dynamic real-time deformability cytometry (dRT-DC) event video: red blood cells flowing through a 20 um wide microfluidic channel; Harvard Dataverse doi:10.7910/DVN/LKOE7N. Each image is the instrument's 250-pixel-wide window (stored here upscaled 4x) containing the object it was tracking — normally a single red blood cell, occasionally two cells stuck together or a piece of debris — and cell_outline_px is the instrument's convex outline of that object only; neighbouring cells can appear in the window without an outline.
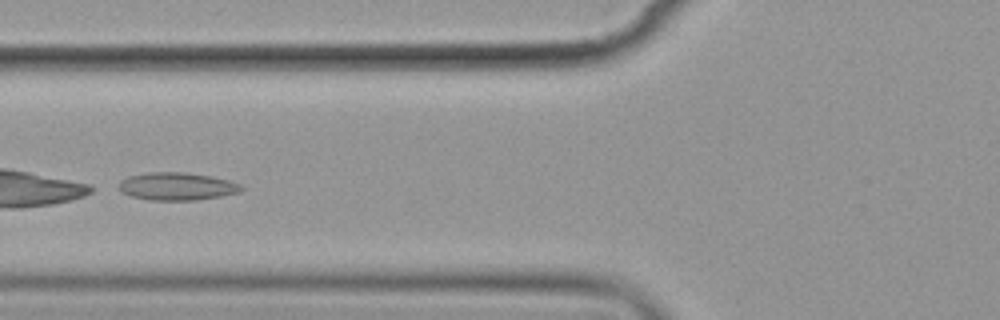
{"species": "common noctule bat (a hibernating species)", "species_latin": "Nyctalus noctula", "temperature_condition": "cold", "stored_images_in_passage": 8, "camera_frame_rate_fps": 3000, "um_per_image_px": 0.085, "animal": {"sex": "female", "body_mass_g": 19.9}, "frame": {"image": 1, "passage_image": 7, "time_ms": 6.667, "image_size_px": [1000, 320], "cell_outline_px": [[244, 188], [240, 192], [220, 196], [196, 200], [152, 200], [132, 196], [120, 192], [120, 180], [128, 176], [148, 172], [184, 172], [212, 176], [228, 180], [240, 184]], "centroid_in_image_um": [15.04, 15.83], "position_along_channel_um": 110.8, "area_um2": 19.77}}
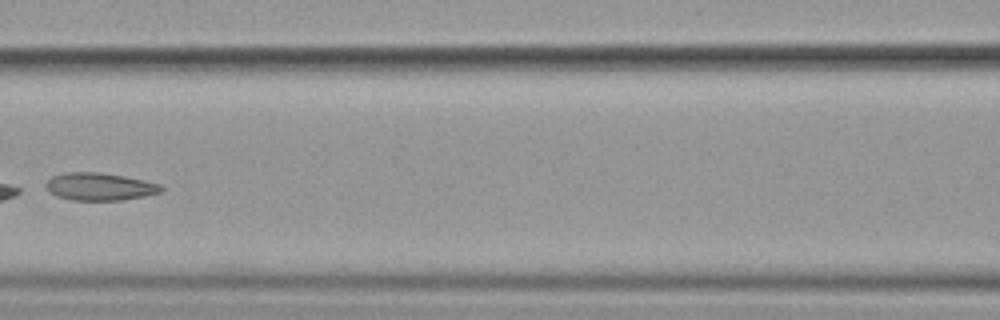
{"frame": {"image": 2, "passage_image": 8, "time_ms": 8.0, "image_size_px": [1000, 320], "cell_outline_px": [[164, 188], [160, 192], [144, 196], [120, 200], [72, 200], [56, 196], [48, 192], [44, 184], [52, 176], [64, 172], [100, 172], [124, 176], [160, 184]], "centroid_in_image_um": [8.42, 15.86], "position_along_channel_um": 158.2, "area_um2": 18.55}}